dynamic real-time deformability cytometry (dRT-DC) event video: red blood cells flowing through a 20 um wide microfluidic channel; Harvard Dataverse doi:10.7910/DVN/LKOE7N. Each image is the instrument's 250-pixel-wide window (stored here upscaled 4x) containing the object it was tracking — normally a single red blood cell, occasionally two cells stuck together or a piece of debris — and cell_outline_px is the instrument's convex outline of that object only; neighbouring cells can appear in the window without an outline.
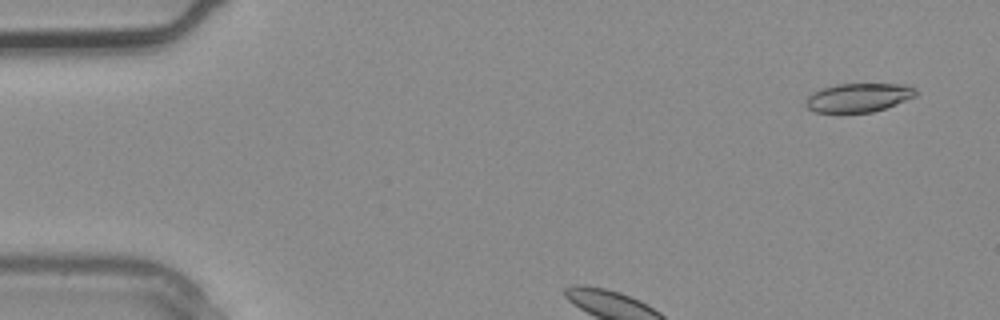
{"species": "common noctule bat (a hibernating species)", "species_latin": "Nyctalus noctula", "temperature_condition": "warm", "stored_images_in_passage": 3, "camera_frame_rate_fps": 3000, "um_per_image_px": 0.085, "animal": {"sex": "male", "body_mass_g": 20.4}, "frame": {"image": 1, "passage_image": 1, "time_ms": 0.0, "image_size_px": [1000, 320], "cell_outline_px": [[916, 96], [884, 108], [872, 112], [816, 112], [808, 108], [804, 104], [804, 100], [812, 92], [820, 88], [836, 84], [908, 84], [916, 88]], "centroid_in_image_um": [72.94, 8.28], "position_along_channel_um": 12.1, "area_um2": 18.5}}
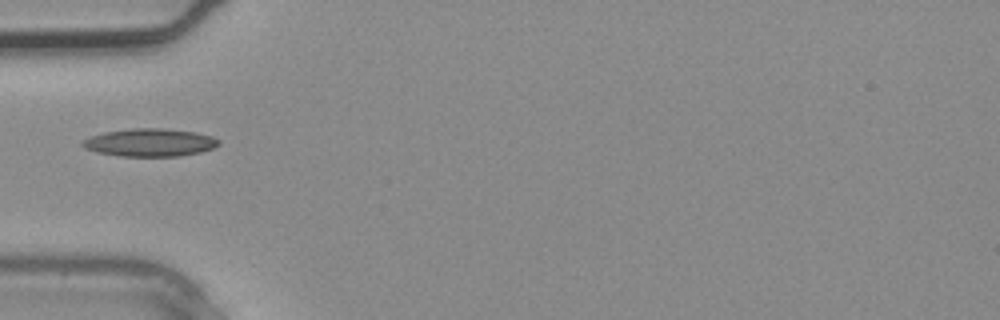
{"frame": {"image": 2, "passage_image": 3, "time_ms": 0.667, "image_size_px": [1000, 320], "cell_outline_px": [[220, 144], [212, 148], [200, 152], [180, 156], [120, 156], [96, 152], [84, 148], [80, 144], [84, 140], [92, 136], [104, 132], [132, 128], [164, 128], [196, 132], [212, 136], [220, 140]], "centroid_in_image_um": [12.75, 12.11], "position_along_channel_um": 72.3, "area_um2": 22.14}}